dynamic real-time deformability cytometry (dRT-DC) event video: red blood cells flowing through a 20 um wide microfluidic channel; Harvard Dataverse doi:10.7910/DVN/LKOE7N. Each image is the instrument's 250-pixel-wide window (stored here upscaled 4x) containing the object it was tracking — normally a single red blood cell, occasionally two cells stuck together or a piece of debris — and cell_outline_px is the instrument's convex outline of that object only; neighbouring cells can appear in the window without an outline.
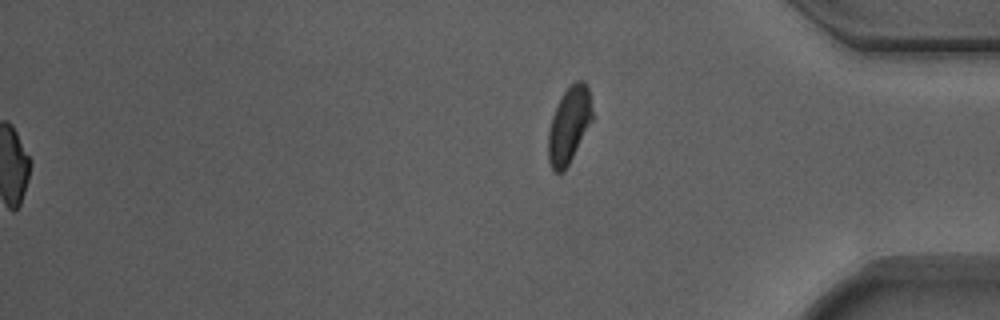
{"species": "Egyptian fruit bat (a non-hibernating species)", "species_latin": "Rousettus aegyptiacus", "temperature_condition": "warm", "stored_images_in_passage": 52, "segment_of_instrument_passage": [2, 2], "camera_frame_rate_fps": 3000, "um_per_image_px": 0.085, "animal": {"sex": "male"}, "frame": {"image": 1, "passage_image": 52, "time_ms": 17.0, "image_size_px": [1000, 320], "cell_outline_px": [[592, 120], [564, 172], [556, 172], [552, 168], [548, 160], [548, 132], [552, 116], [564, 92], [576, 80], [584, 80], [588, 84], [592, 112]], "centroid_in_image_um": [48.37, 10.62], "position_along_channel_um": 386.8, "area_um2": 19.25}}